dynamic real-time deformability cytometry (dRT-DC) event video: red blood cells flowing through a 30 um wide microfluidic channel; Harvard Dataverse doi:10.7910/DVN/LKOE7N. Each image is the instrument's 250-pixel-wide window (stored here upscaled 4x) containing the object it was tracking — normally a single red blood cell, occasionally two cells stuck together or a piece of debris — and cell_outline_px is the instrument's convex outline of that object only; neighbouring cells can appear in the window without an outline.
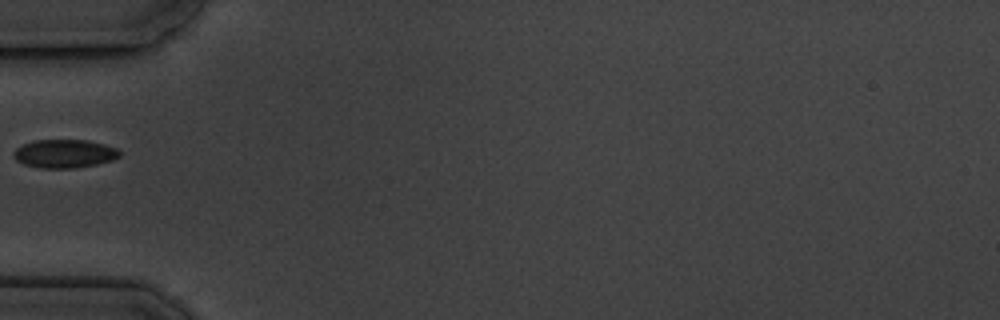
{"species": "common noctule bat (a hibernating species)", "species_latin": "Nyctalus noctula", "temperature_condition": "cold", "stored_images_in_passage": 7, "segment_of_instrument_passage": [2, 2], "camera_frame_rate_fps": 3000, "um_per_image_px": 0.085, "animal": {"sex": "male", "body_mass_g": 19.5, "forearm_length_mm": 54.6}, "frame": {"image": 1, "passage_image": 6, "time_ms": 6.0, "image_size_px": [1000, 320], "cell_outline_px": [[120, 156], [112, 160], [96, 164], [76, 168], [40, 168], [24, 164], [16, 160], [12, 156], [12, 152], [16, 148], [24, 144], [36, 140], [88, 140], [104, 144], [116, 148], [120, 152]], "centroid_in_image_um": [5.46, 13.06], "position_along_channel_um": 79.5, "area_um2": 17.57}}